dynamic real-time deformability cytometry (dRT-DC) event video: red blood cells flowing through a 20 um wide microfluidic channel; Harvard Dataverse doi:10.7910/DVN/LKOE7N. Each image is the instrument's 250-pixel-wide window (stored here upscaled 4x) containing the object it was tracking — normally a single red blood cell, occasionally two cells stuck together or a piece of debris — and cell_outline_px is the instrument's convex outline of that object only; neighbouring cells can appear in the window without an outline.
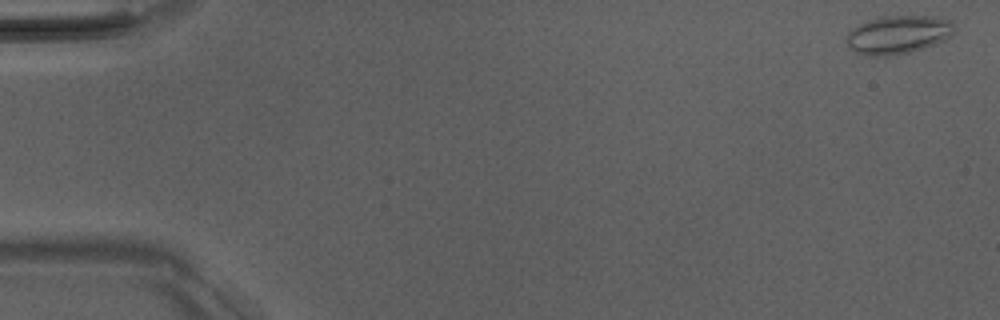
{"species": "Egyptian fruit bat (a non-hibernating species)", "species_latin": "Rousettus aegyptiacus", "temperature_condition": "room temperature", "stored_images_in_passage": 5, "camera_frame_rate_fps": 3000, "um_per_image_px": 0.085, "animal": {"sex": "male"}, "frame": {"image": 1, "passage_image": 1, "time_ms": 0.0, "image_size_px": [1000, 320], "cell_outline_px": [[956, 24], [952, 32], [944, 40], [924, 48], [908, 52], [884, 56], [868, 56], [856, 52], [848, 48], [844, 40], [848, 32], [860, 24], [868, 20], [880, 16], [940, 16]], "centroid_in_image_um": [76.3, 2.94], "position_along_channel_um": 8.7, "area_um2": 24.16}}